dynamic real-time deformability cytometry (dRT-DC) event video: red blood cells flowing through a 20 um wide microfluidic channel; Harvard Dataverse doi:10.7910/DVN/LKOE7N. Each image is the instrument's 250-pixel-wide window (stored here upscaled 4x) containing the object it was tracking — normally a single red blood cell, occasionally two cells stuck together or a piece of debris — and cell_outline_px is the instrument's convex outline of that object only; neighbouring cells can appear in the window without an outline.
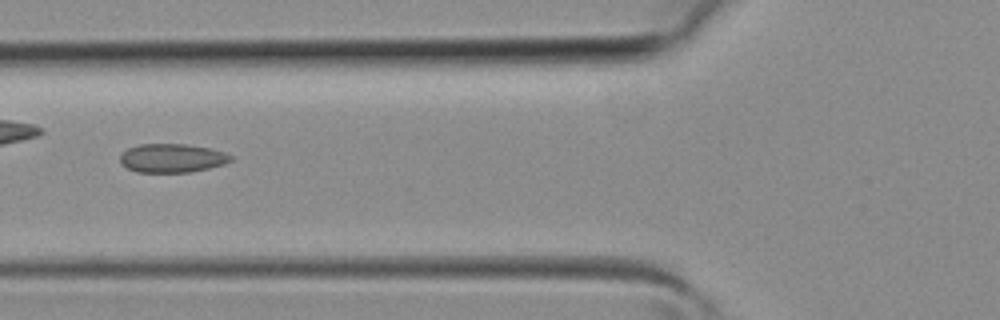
{"species": "common noctule bat (a hibernating species)", "species_latin": "Nyctalus noctula", "temperature_condition": "room temperature", "stored_images_in_passage": 30, "camera_frame_rate_fps": 3000, "um_per_image_px": 0.085, "animal": {"sex": "female", "body_mass_g": 19.3, "forearm_length_mm": 54.1}, "frame": {"image": 1, "passage_image": 9, "time_ms": 2.667, "image_size_px": [1000, 320], "cell_outline_px": [[232, 160], [224, 164], [192, 172], [136, 172], [128, 168], [120, 160], [120, 156], [128, 148], [140, 144], [184, 144], [208, 148], [224, 152], [232, 156]], "centroid_in_image_um": [14.64, 13.44], "position_along_channel_um": 111.2, "area_um2": 18.32}}